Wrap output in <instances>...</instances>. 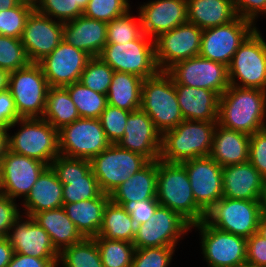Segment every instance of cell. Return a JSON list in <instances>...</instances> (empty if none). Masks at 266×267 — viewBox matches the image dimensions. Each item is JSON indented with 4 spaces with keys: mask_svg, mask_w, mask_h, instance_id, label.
I'll use <instances>...</instances> for the list:
<instances>
[{
    "mask_svg": "<svg viewBox=\"0 0 266 267\" xmlns=\"http://www.w3.org/2000/svg\"><path fill=\"white\" fill-rule=\"evenodd\" d=\"M0 195H2L1 167H0Z\"/></svg>",
    "mask_w": 266,
    "mask_h": 267,
    "instance_id": "cell-64",
    "label": "cell"
},
{
    "mask_svg": "<svg viewBox=\"0 0 266 267\" xmlns=\"http://www.w3.org/2000/svg\"><path fill=\"white\" fill-rule=\"evenodd\" d=\"M188 22L204 30L233 21V0H187Z\"/></svg>",
    "mask_w": 266,
    "mask_h": 267,
    "instance_id": "cell-33",
    "label": "cell"
},
{
    "mask_svg": "<svg viewBox=\"0 0 266 267\" xmlns=\"http://www.w3.org/2000/svg\"><path fill=\"white\" fill-rule=\"evenodd\" d=\"M29 63L21 39L0 35V69L10 73Z\"/></svg>",
    "mask_w": 266,
    "mask_h": 267,
    "instance_id": "cell-43",
    "label": "cell"
},
{
    "mask_svg": "<svg viewBox=\"0 0 266 267\" xmlns=\"http://www.w3.org/2000/svg\"><path fill=\"white\" fill-rule=\"evenodd\" d=\"M162 134L150 117L141 109L131 111L124 136L117 145L144 156L148 161L159 160Z\"/></svg>",
    "mask_w": 266,
    "mask_h": 267,
    "instance_id": "cell-22",
    "label": "cell"
},
{
    "mask_svg": "<svg viewBox=\"0 0 266 267\" xmlns=\"http://www.w3.org/2000/svg\"><path fill=\"white\" fill-rule=\"evenodd\" d=\"M130 111L107 105L99 118L104 133L111 144H117L124 136Z\"/></svg>",
    "mask_w": 266,
    "mask_h": 267,
    "instance_id": "cell-46",
    "label": "cell"
},
{
    "mask_svg": "<svg viewBox=\"0 0 266 267\" xmlns=\"http://www.w3.org/2000/svg\"><path fill=\"white\" fill-rule=\"evenodd\" d=\"M242 267H266V266L255 265V264H251V263L246 262Z\"/></svg>",
    "mask_w": 266,
    "mask_h": 267,
    "instance_id": "cell-63",
    "label": "cell"
},
{
    "mask_svg": "<svg viewBox=\"0 0 266 267\" xmlns=\"http://www.w3.org/2000/svg\"><path fill=\"white\" fill-rule=\"evenodd\" d=\"M248 161L266 178V128L250 135Z\"/></svg>",
    "mask_w": 266,
    "mask_h": 267,
    "instance_id": "cell-48",
    "label": "cell"
},
{
    "mask_svg": "<svg viewBox=\"0 0 266 267\" xmlns=\"http://www.w3.org/2000/svg\"><path fill=\"white\" fill-rule=\"evenodd\" d=\"M189 177L196 204L206 213L223 197L222 170L210 156L182 162Z\"/></svg>",
    "mask_w": 266,
    "mask_h": 267,
    "instance_id": "cell-20",
    "label": "cell"
},
{
    "mask_svg": "<svg viewBox=\"0 0 266 267\" xmlns=\"http://www.w3.org/2000/svg\"><path fill=\"white\" fill-rule=\"evenodd\" d=\"M85 51L75 48L64 40L39 62L49 87H65L80 80L88 60Z\"/></svg>",
    "mask_w": 266,
    "mask_h": 267,
    "instance_id": "cell-19",
    "label": "cell"
},
{
    "mask_svg": "<svg viewBox=\"0 0 266 267\" xmlns=\"http://www.w3.org/2000/svg\"><path fill=\"white\" fill-rule=\"evenodd\" d=\"M34 6L19 2L15 7L0 11V35L21 39L26 20Z\"/></svg>",
    "mask_w": 266,
    "mask_h": 267,
    "instance_id": "cell-42",
    "label": "cell"
},
{
    "mask_svg": "<svg viewBox=\"0 0 266 267\" xmlns=\"http://www.w3.org/2000/svg\"><path fill=\"white\" fill-rule=\"evenodd\" d=\"M50 167L63 184L64 203L90 200L102 193L89 160L58 155Z\"/></svg>",
    "mask_w": 266,
    "mask_h": 267,
    "instance_id": "cell-15",
    "label": "cell"
},
{
    "mask_svg": "<svg viewBox=\"0 0 266 267\" xmlns=\"http://www.w3.org/2000/svg\"><path fill=\"white\" fill-rule=\"evenodd\" d=\"M246 262L266 266V239L258 233L247 238Z\"/></svg>",
    "mask_w": 266,
    "mask_h": 267,
    "instance_id": "cell-52",
    "label": "cell"
},
{
    "mask_svg": "<svg viewBox=\"0 0 266 267\" xmlns=\"http://www.w3.org/2000/svg\"><path fill=\"white\" fill-rule=\"evenodd\" d=\"M217 122L183 120L162 134L159 159L182 163L210 156Z\"/></svg>",
    "mask_w": 266,
    "mask_h": 267,
    "instance_id": "cell-2",
    "label": "cell"
},
{
    "mask_svg": "<svg viewBox=\"0 0 266 267\" xmlns=\"http://www.w3.org/2000/svg\"><path fill=\"white\" fill-rule=\"evenodd\" d=\"M32 218L48 233L59 253L84 238L63 207L36 213Z\"/></svg>",
    "mask_w": 266,
    "mask_h": 267,
    "instance_id": "cell-32",
    "label": "cell"
},
{
    "mask_svg": "<svg viewBox=\"0 0 266 267\" xmlns=\"http://www.w3.org/2000/svg\"><path fill=\"white\" fill-rule=\"evenodd\" d=\"M260 205L262 214L266 215V178L264 179L262 194L260 198Z\"/></svg>",
    "mask_w": 266,
    "mask_h": 267,
    "instance_id": "cell-59",
    "label": "cell"
},
{
    "mask_svg": "<svg viewBox=\"0 0 266 267\" xmlns=\"http://www.w3.org/2000/svg\"><path fill=\"white\" fill-rule=\"evenodd\" d=\"M250 136L217 125L210 157L221 167L248 162Z\"/></svg>",
    "mask_w": 266,
    "mask_h": 267,
    "instance_id": "cell-29",
    "label": "cell"
},
{
    "mask_svg": "<svg viewBox=\"0 0 266 267\" xmlns=\"http://www.w3.org/2000/svg\"><path fill=\"white\" fill-rule=\"evenodd\" d=\"M166 72L175 85L209 89L219 97L230 86L228 67L200 55L177 62Z\"/></svg>",
    "mask_w": 266,
    "mask_h": 267,
    "instance_id": "cell-16",
    "label": "cell"
},
{
    "mask_svg": "<svg viewBox=\"0 0 266 267\" xmlns=\"http://www.w3.org/2000/svg\"><path fill=\"white\" fill-rule=\"evenodd\" d=\"M114 203L121 205L123 209L130 214L136 226L147 222L160 205L157 198L138 202L130 201Z\"/></svg>",
    "mask_w": 266,
    "mask_h": 267,
    "instance_id": "cell-49",
    "label": "cell"
},
{
    "mask_svg": "<svg viewBox=\"0 0 266 267\" xmlns=\"http://www.w3.org/2000/svg\"><path fill=\"white\" fill-rule=\"evenodd\" d=\"M104 267H131L135 246L132 242L94 237Z\"/></svg>",
    "mask_w": 266,
    "mask_h": 267,
    "instance_id": "cell-39",
    "label": "cell"
},
{
    "mask_svg": "<svg viewBox=\"0 0 266 267\" xmlns=\"http://www.w3.org/2000/svg\"><path fill=\"white\" fill-rule=\"evenodd\" d=\"M20 2H24V3H27V4H30L32 6H36V4L38 3V0H19Z\"/></svg>",
    "mask_w": 266,
    "mask_h": 267,
    "instance_id": "cell-62",
    "label": "cell"
},
{
    "mask_svg": "<svg viewBox=\"0 0 266 267\" xmlns=\"http://www.w3.org/2000/svg\"><path fill=\"white\" fill-rule=\"evenodd\" d=\"M202 31L187 22L155 38V58L159 70L167 71L177 62L198 56Z\"/></svg>",
    "mask_w": 266,
    "mask_h": 267,
    "instance_id": "cell-17",
    "label": "cell"
},
{
    "mask_svg": "<svg viewBox=\"0 0 266 267\" xmlns=\"http://www.w3.org/2000/svg\"><path fill=\"white\" fill-rule=\"evenodd\" d=\"M264 177L248 161L223 167V197L241 200H260Z\"/></svg>",
    "mask_w": 266,
    "mask_h": 267,
    "instance_id": "cell-26",
    "label": "cell"
},
{
    "mask_svg": "<svg viewBox=\"0 0 266 267\" xmlns=\"http://www.w3.org/2000/svg\"><path fill=\"white\" fill-rule=\"evenodd\" d=\"M59 131L60 155L91 161L111 145L99 119L79 118Z\"/></svg>",
    "mask_w": 266,
    "mask_h": 267,
    "instance_id": "cell-13",
    "label": "cell"
},
{
    "mask_svg": "<svg viewBox=\"0 0 266 267\" xmlns=\"http://www.w3.org/2000/svg\"><path fill=\"white\" fill-rule=\"evenodd\" d=\"M20 1L19 0H0V11L2 9H10L15 7Z\"/></svg>",
    "mask_w": 266,
    "mask_h": 267,
    "instance_id": "cell-60",
    "label": "cell"
},
{
    "mask_svg": "<svg viewBox=\"0 0 266 267\" xmlns=\"http://www.w3.org/2000/svg\"><path fill=\"white\" fill-rule=\"evenodd\" d=\"M58 266L104 267L95 238H83L80 242L62 250L59 253Z\"/></svg>",
    "mask_w": 266,
    "mask_h": 267,
    "instance_id": "cell-37",
    "label": "cell"
},
{
    "mask_svg": "<svg viewBox=\"0 0 266 267\" xmlns=\"http://www.w3.org/2000/svg\"><path fill=\"white\" fill-rule=\"evenodd\" d=\"M12 198L0 195V235L6 238L10 227L20 217L22 208Z\"/></svg>",
    "mask_w": 266,
    "mask_h": 267,
    "instance_id": "cell-50",
    "label": "cell"
},
{
    "mask_svg": "<svg viewBox=\"0 0 266 267\" xmlns=\"http://www.w3.org/2000/svg\"><path fill=\"white\" fill-rule=\"evenodd\" d=\"M78 5L84 10L89 2V0H76Z\"/></svg>",
    "mask_w": 266,
    "mask_h": 267,
    "instance_id": "cell-61",
    "label": "cell"
},
{
    "mask_svg": "<svg viewBox=\"0 0 266 267\" xmlns=\"http://www.w3.org/2000/svg\"><path fill=\"white\" fill-rule=\"evenodd\" d=\"M143 78L124 72L114 71L107 92V103L126 111L141 107Z\"/></svg>",
    "mask_w": 266,
    "mask_h": 267,
    "instance_id": "cell-34",
    "label": "cell"
},
{
    "mask_svg": "<svg viewBox=\"0 0 266 267\" xmlns=\"http://www.w3.org/2000/svg\"><path fill=\"white\" fill-rule=\"evenodd\" d=\"M8 133V129L0 128V163L3 157L6 155V152L9 150Z\"/></svg>",
    "mask_w": 266,
    "mask_h": 267,
    "instance_id": "cell-56",
    "label": "cell"
},
{
    "mask_svg": "<svg viewBox=\"0 0 266 267\" xmlns=\"http://www.w3.org/2000/svg\"><path fill=\"white\" fill-rule=\"evenodd\" d=\"M258 234L266 239V215L262 214L258 223Z\"/></svg>",
    "mask_w": 266,
    "mask_h": 267,
    "instance_id": "cell-58",
    "label": "cell"
},
{
    "mask_svg": "<svg viewBox=\"0 0 266 267\" xmlns=\"http://www.w3.org/2000/svg\"><path fill=\"white\" fill-rule=\"evenodd\" d=\"M2 195L24 200L41 173L48 167L43 162L8 150L1 163Z\"/></svg>",
    "mask_w": 266,
    "mask_h": 267,
    "instance_id": "cell-21",
    "label": "cell"
},
{
    "mask_svg": "<svg viewBox=\"0 0 266 267\" xmlns=\"http://www.w3.org/2000/svg\"><path fill=\"white\" fill-rule=\"evenodd\" d=\"M14 255V249L7 238L0 240V267H7Z\"/></svg>",
    "mask_w": 266,
    "mask_h": 267,
    "instance_id": "cell-55",
    "label": "cell"
},
{
    "mask_svg": "<svg viewBox=\"0 0 266 267\" xmlns=\"http://www.w3.org/2000/svg\"><path fill=\"white\" fill-rule=\"evenodd\" d=\"M261 215L260 200L222 197L205 213L204 221L218 230L249 238L258 232Z\"/></svg>",
    "mask_w": 266,
    "mask_h": 267,
    "instance_id": "cell-9",
    "label": "cell"
},
{
    "mask_svg": "<svg viewBox=\"0 0 266 267\" xmlns=\"http://www.w3.org/2000/svg\"><path fill=\"white\" fill-rule=\"evenodd\" d=\"M91 169L102 193L110 195L121 183L149 161L142 155L111 144L91 161Z\"/></svg>",
    "mask_w": 266,
    "mask_h": 267,
    "instance_id": "cell-10",
    "label": "cell"
},
{
    "mask_svg": "<svg viewBox=\"0 0 266 267\" xmlns=\"http://www.w3.org/2000/svg\"><path fill=\"white\" fill-rule=\"evenodd\" d=\"M42 118L57 130L80 118L77 108L65 87H49Z\"/></svg>",
    "mask_w": 266,
    "mask_h": 267,
    "instance_id": "cell-36",
    "label": "cell"
},
{
    "mask_svg": "<svg viewBox=\"0 0 266 267\" xmlns=\"http://www.w3.org/2000/svg\"><path fill=\"white\" fill-rule=\"evenodd\" d=\"M157 201L179 213L191 225L204 220L205 212L196 204L188 174L182 163L158 160Z\"/></svg>",
    "mask_w": 266,
    "mask_h": 267,
    "instance_id": "cell-3",
    "label": "cell"
},
{
    "mask_svg": "<svg viewBox=\"0 0 266 267\" xmlns=\"http://www.w3.org/2000/svg\"><path fill=\"white\" fill-rule=\"evenodd\" d=\"M6 238L15 253L42 259L59 258V252L48 233L30 216L20 215L10 227Z\"/></svg>",
    "mask_w": 266,
    "mask_h": 267,
    "instance_id": "cell-24",
    "label": "cell"
},
{
    "mask_svg": "<svg viewBox=\"0 0 266 267\" xmlns=\"http://www.w3.org/2000/svg\"><path fill=\"white\" fill-rule=\"evenodd\" d=\"M63 40V22L54 20L34 9L26 20L21 37L30 63H39Z\"/></svg>",
    "mask_w": 266,
    "mask_h": 267,
    "instance_id": "cell-18",
    "label": "cell"
},
{
    "mask_svg": "<svg viewBox=\"0 0 266 267\" xmlns=\"http://www.w3.org/2000/svg\"><path fill=\"white\" fill-rule=\"evenodd\" d=\"M62 191L63 184L48 166L34 183L27 197L22 200L23 215L33 217L36 213L63 207Z\"/></svg>",
    "mask_w": 266,
    "mask_h": 267,
    "instance_id": "cell-27",
    "label": "cell"
},
{
    "mask_svg": "<svg viewBox=\"0 0 266 267\" xmlns=\"http://www.w3.org/2000/svg\"><path fill=\"white\" fill-rule=\"evenodd\" d=\"M136 225L121 205L109 200L104 208L102 224L96 237L132 242Z\"/></svg>",
    "mask_w": 266,
    "mask_h": 267,
    "instance_id": "cell-35",
    "label": "cell"
},
{
    "mask_svg": "<svg viewBox=\"0 0 266 267\" xmlns=\"http://www.w3.org/2000/svg\"><path fill=\"white\" fill-rule=\"evenodd\" d=\"M129 2L130 0H89L83 15L108 23L131 10Z\"/></svg>",
    "mask_w": 266,
    "mask_h": 267,
    "instance_id": "cell-44",
    "label": "cell"
},
{
    "mask_svg": "<svg viewBox=\"0 0 266 267\" xmlns=\"http://www.w3.org/2000/svg\"><path fill=\"white\" fill-rule=\"evenodd\" d=\"M233 6L237 16L254 24L258 16L266 15V0H233Z\"/></svg>",
    "mask_w": 266,
    "mask_h": 267,
    "instance_id": "cell-51",
    "label": "cell"
},
{
    "mask_svg": "<svg viewBox=\"0 0 266 267\" xmlns=\"http://www.w3.org/2000/svg\"><path fill=\"white\" fill-rule=\"evenodd\" d=\"M266 91L229 86L219 97L217 125L247 135L266 128Z\"/></svg>",
    "mask_w": 266,
    "mask_h": 267,
    "instance_id": "cell-1",
    "label": "cell"
},
{
    "mask_svg": "<svg viewBox=\"0 0 266 267\" xmlns=\"http://www.w3.org/2000/svg\"><path fill=\"white\" fill-rule=\"evenodd\" d=\"M189 231L191 224L179 213L159 205L147 222L136 226L133 245L136 249L176 247Z\"/></svg>",
    "mask_w": 266,
    "mask_h": 267,
    "instance_id": "cell-12",
    "label": "cell"
},
{
    "mask_svg": "<svg viewBox=\"0 0 266 267\" xmlns=\"http://www.w3.org/2000/svg\"><path fill=\"white\" fill-rule=\"evenodd\" d=\"M201 239V254L208 267H242L246 263L247 238L224 232L204 220L191 225Z\"/></svg>",
    "mask_w": 266,
    "mask_h": 267,
    "instance_id": "cell-11",
    "label": "cell"
},
{
    "mask_svg": "<svg viewBox=\"0 0 266 267\" xmlns=\"http://www.w3.org/2000/svg\"><path fill=\"white\" fill-rule=\"evenodd\" d=\"M109 200L108 194L101 193L97 198L90 200L64 203L63 208L84 238H94L98 236L104 208Z\"/></svg>",
    "mask_w": 266,
    "mask_h": 267,
    "instance_id": "cell-31",
    "label": "cell"
},
{
    "mask_svg": "<svg viewBox=\"0 0 266 267\" xmlns=\"http://www.w3.org/2000/svg\"><path fill=\"white\" fill-rule=\"evenodd\" d=\"M19 119L13 96L9 89L0 91V128L8 129Z\"/></svg>",
    "mask_w": 266,
    "mask_h": 267,
    "instance_id": "cell-53",
    "label": "cell"
},
{
    "mask_svg": "<svg viewBox=\"0 0 266 267\" xmlns=\"http://www.w3.org/2000/svg\"><path fill=\"white\" fill-rule=\"evenodd\" d=\"M140 108L161 134L174 129L184 120L174 81L166 71H159L156 75L143 79Z\"/></svg>",
    "mask_w": 266,
    "mask_h": 267,
    "instance_id": "cell-4",
    "label": "cell"
},
{
    "mask_svg": "<svg viewBox=\"0 0 266 267\" xmlns=\"http://www.w3.org/2000/svg\"><path fill=\"white\" fill-rule=\"evenodd\" d=\"M65 88L68 90L80 118L99 119L108 105L107 95L94 92L79 81L67 85Z\"/></svg>",
    "mask_w": 266,
    "mask_h": 267,
    "instance_id": "cell-38",
    "label": "cell"
},
{
    "mask_svg": "<svg viewBox=\"0 0 266 267\" xmlns=\"http://www.w3.org/2000/svg\"><path fill=\"white\" fill-rule=\"evenodd\" d=\"M176 247L136 249L131 267H169Z\"/></svg>",
    "mask_w": 266,
    "mask_h": 267,
    "instance_id": "cell-47",
    "label": "cell"
},
{
    "mask_svg": "<svg viewBox=\"0 0 266 267\" xmlns=\"http://www.w3.org/2000/svg\"><path fill=\"white\" fill-rule=\"evenodd\" d=\"M114 70L99 57H91L81 74L79 82L87 88L107 95Z\"/></svg>",
    "mask_w": 266,
    "mask_h": 267,
    "instance_id": "cell-40",
    "label": "cell"
},
{
    "mask_svg": "<svg viewBox=\"0 0 266 267\" xmlns=\"http://www.w3.org/2000/svg\"><path fill=\"white\" fill-rule=\"evenodd\" d=\"M63 40L91 57H99L107 44V22L81 15L63 23Z\"/></svg>",
    "mask_w": 266,
    "mask_h": 267,
    "instance_id": "cell-25",
    "label": "cell"
},
{
    "mask_svg": "<svg viewBox=\"0 0 266 267\" xmlns=\"http://www.w3.org/2000/svg\"><path fill=\"white\" fill-rule=\"evenodd\" d=\"M231 86L266 91V41L256 28L239 46L228 67Z\"/></svg>",
    "mask_w": 266,
    "mask_h": 267,
    "instance_id": "cell-6",
    "label": "cell"
},
{
    "mask_svg": "<svg viewBox=\"0 0 266 267\" xmlns=\"http://www.w3.org/2000/svg\"><path fill=\"white\" fill-rule=\"evenodd\" d=\"M138 9L142 32L153 40L188 22L187 0H149Z\"/></svg>",
    "mask_w": 266,
    "mask_h": 267,
    "instance_id": "cell-23",
    "label": "cell"
},
{
    "mask_svg": "<svg viewBox=\"0 0 266 267\" xmlns=\"http://www.w3.org/2000/svg\"><path fill=\"white\" fill-rule=\"evenodd\" d=\"M129 10L126 14L107 23V43L126 44L138 39L142 34L141 19Z\"/></svg>",
    "mask_w": 266,
    "mask_h": 267,
    "instance_id": "cell-41",
    "label": "cell"
},
{
    "mask_svg": "<svg viewBox=\"0 0 266 267\" xmlns=\"http://www.w3.org/2000/svg\"><path fill=\"white\" fill-rule=\"evenodd\" d=\"M17 125L20 129L8 133L9 150L50 166L60 155L59 131L43 118H19L8 130Z\"/></svg>",
    "mask_w": 266,
    "mask_h": 267,
    "instance_id": "cell-5",
    "label": "cell"
},
{
    "mask_svg": "<svg viewBox=\"0 0 266 267\" xmlns=\"http://www.w3.org/2000/svg\"><path fill=\"white\" fill-rule=\"evenodd\" d=\"M256 28V24L237 16L224 25L204 29L199 55L229 67L239 46Z\"/></svg>",
    "mask_w": 266,
    "mask_h": 267,
    "instance_id": "cell-14",
    "label": "cell"
},
{
    "mask_svg": "<svg viewBox=\"0 0 266 267\" xmlns=\"http://www.w3.org/2000/svg\"><path fill=\"white\" fill-rule=\"evenodd\" d=\"M10 73L6 70L0 69V91L8 89Z\"/></svg>",
    "mask_w": 266,
    "mask_h": 267,
    "instance_id": "cell-57",
    "label": "cell"
},
{
    "mask_svg": "<svg viewBox=\"0 0 266 267\" xmlns=\"http://www.w3.org/2000/svg\"><path fill=\"white\" fill-rule=\"evenodd\" d=\"M158 160L149 161L142 169L121 183L109 195L113 202L145 201L157 196Z\"/></svg>",
    "mask_w": 266,
    "mask_h": 267,
    "instance_id": "cell-30",
    "label": "cell"
},
{
    "mask_svg": "<svg viewBox=\"0 0 266 267\" xmlns=\"http://www.w3.org/2000/svg\"><path fill=\"white\" fill-rule=\"evenodd\" d=\"M58 259H42L15 253L7 267H57Z\"/></svg>",
    "mask_w": 266,
    "mask_h": 267,
    "instance_id": "cell-54",
    "label": "cell"
},
{
    "mask_svg": "<svg viewBox=\"0 0 266 267\" xmlns=\"http://www.w3.org/2000/svg\"><path fill=\"white\" fill-rule=\"evenodd\" d=\"M8 89L19 118L43 117L49 84L39 63L10 72Z\"/></svg>",
    "mask_w": 266,
    "mask_h": 267,
    "instance_id": "cell-8",
    "label": "cell"
},
{
    "mask_svg": "<svg viewBox=\"0 0 266 267\" xmlns=\"http://www.w3.org/2000/svg\"><path fill=\"white\" fill-rule=\"evenodd\" d=\"M184 120L217 122L219 96L209 89L175 85Z\"/></svg>",
    "mask_w": 266,
    "mask_h": 267,
    "instance_id": "cell-28",
    "label": "cell"
},
{
    "mask_svg": "<svg viewBox=\"0 0 266 267\" xmlns=\"http://www.w3.org/2000/svg\"><path fill=\"white\" fill-rule=\"evenodd\" d=\"M35 9L54 20L67 22L83 15L76 0H38Z\"/></svg>",
    "mask_w": 266,
    "mask_h": 267,
    "instance_id": "cell-45",
    "label": "cell"
},
{
    "mask_svg": "<svg viewBox=\"0 0 266 267\" xmlns=\"http://www.w3.org/2000/svg\"><path fill=\"white\" fill-rule=\"evenodd\" d=\"M99 58L114 71L133 74L143 79L160 71L155 58L154 40L144 33L126 44L107 43Z\"/></svg>",
    "mask_w": 266,
    "mask_h": 267,
    "instance_id": "cell-7",
    "label": "cell"
}]
</instances>
